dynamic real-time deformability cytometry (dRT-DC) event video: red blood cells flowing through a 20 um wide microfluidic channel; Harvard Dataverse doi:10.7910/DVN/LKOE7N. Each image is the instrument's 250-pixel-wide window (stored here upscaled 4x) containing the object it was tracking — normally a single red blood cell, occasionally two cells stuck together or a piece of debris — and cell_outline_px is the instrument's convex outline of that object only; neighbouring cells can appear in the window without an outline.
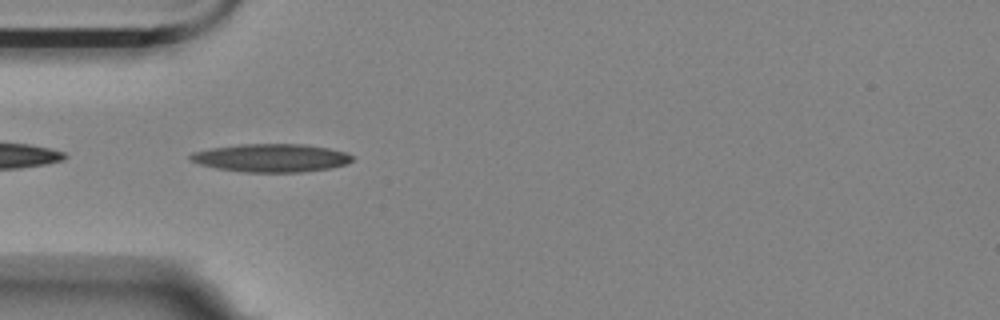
{"species": "Egyptian fruit bat (a non-hibernating species)", "species_latin": "Rousettus aegyptiacus", "temperature_condition": "room temperature", "stored_images_in_passage": 41, "camera_frame_rate_fps": 3000, "um_per_image_px": 0.085, "animal": {"sex": "female"}, "frame": {"image": 1, "passage_image": 2, "time_ms": 0.333, "image_size_px": [1000, 320], "cell_outline_px": [[352, 160], [344, 164], [332, 168], [300, 172], [244, 172], [216, 168], [200, 164], [192, 160], [188, 156], [192, 152], [212, 148], [240, 144], [304, 144], [328, 148], [348, 152], [352, 156]], "centroid_in_image_um": [23.06, 13.42], "position_along_channel_um": 61.9, "area_um2": 26.47}}
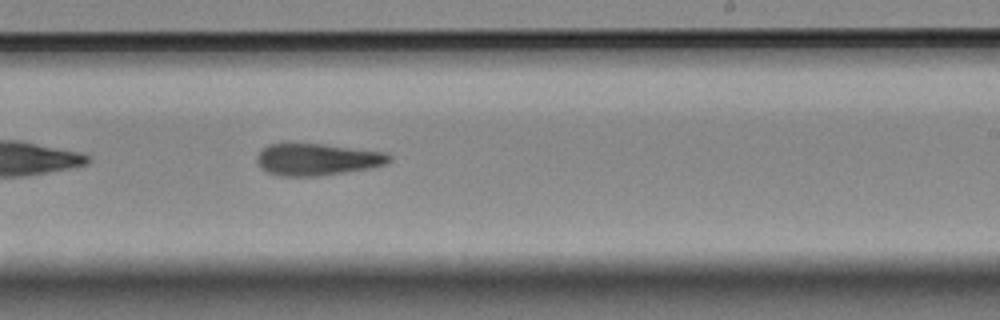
{"frame": {"image": 2, "passage_image": 19, "time_ms": 6.0, "image_size_px": [1000, 320], "cell_outline_px": [[392, 160], [388, 164], [368, 168], [344, 172], [316, 176], [280, 176], [268, 172], [260, 168], [256, 160], [256, 156], [268, 144], [324, 144], [388, 152], [392, 156]], "centroid_in_image_um": [27.0, 13.55], "position_along_channel_um": 262.0, "area_um2": 24.62}}
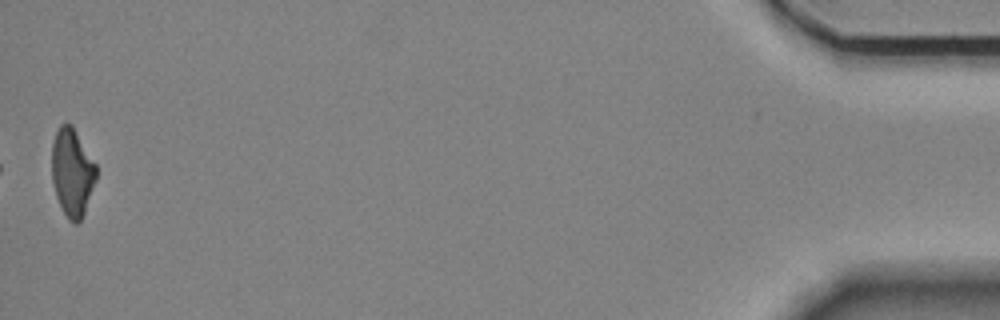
{"frame": {"image": 3, "passage_image": 41, "time_ms": 13.333, "image_size_px": [1000, 320], "cell_outline_px": [[96, 180], [84, 212], [80, 220], [76, 224], [68, 220], [56, 196], [52, 180], [52, 144], [56, 132], [60, 124], [72, 124], [96, 164]], "centroid_in_image_um": [6.13, 14.63], "position_along_channel_um": 429.1, "area_um2": 22.54}, "authors_computed_cell_mechanics": {"area_um2": 24.565, "velocity_mm_per_s": 3.5502, "shape_relaxation_time_tau1_ms": 6.7875, "shape_relaxation_time_tau2_ms": 7.9268, "deformation_change_tau1": 0.2089, "deformation_change_tau2": 0.2245}}